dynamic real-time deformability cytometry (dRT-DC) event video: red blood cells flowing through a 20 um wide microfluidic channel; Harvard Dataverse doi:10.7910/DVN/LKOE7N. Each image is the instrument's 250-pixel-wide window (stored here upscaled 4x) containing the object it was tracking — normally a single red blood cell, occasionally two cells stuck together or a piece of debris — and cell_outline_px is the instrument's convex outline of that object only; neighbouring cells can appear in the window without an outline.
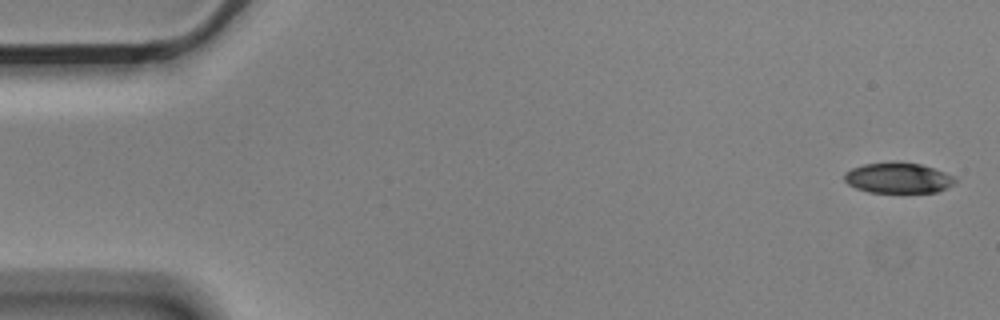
{"species": "Egyptian fruit bat (a non-hibernating species)", "species_latin": "Rousettus aegyptiacus", "temperature_condition": "cold", "stored_images_in_passage": 5, "camera_frame_rate_fps": 3000, "um_per_image_px": 0.085, "animal": {"sex": "male"}, "frame": {"image": 1, "passage_image": 1, "time_ms": 0.0, "image_size_px": [1000, 320], "cell_outline_px": [[956, 184], [936, 192], [868, 192], [856, 188], [848, 184], [844, 180], [844, 172], [852, 168], [864, 164], [920, 164], [956, 176]], "centroid_in_image_um": [76.36, 15.16], "position_along_channel_um": 8.6, "area_um2": 19.19}}
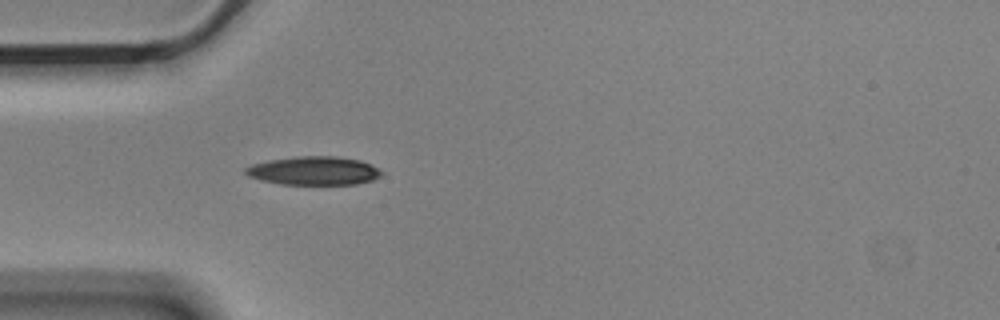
{"frame": {"image": 2, "passage_image": 5, "time_ms": 1.333, "image_size_px": [1000, 320], "cell_outline_px": [[384, 172], [380, 176], [372, 180], [356, 184], [280, 184], [260, 180], [248, 176], [244, 172], [244, 168], [252, 164], [268, 160], [296, 156], [336, 156], [360, 160]], "centroid_in_image_um": [26.63, 14.51], "position_along_channel_um": 58.4, "area_um2": 22.6}}